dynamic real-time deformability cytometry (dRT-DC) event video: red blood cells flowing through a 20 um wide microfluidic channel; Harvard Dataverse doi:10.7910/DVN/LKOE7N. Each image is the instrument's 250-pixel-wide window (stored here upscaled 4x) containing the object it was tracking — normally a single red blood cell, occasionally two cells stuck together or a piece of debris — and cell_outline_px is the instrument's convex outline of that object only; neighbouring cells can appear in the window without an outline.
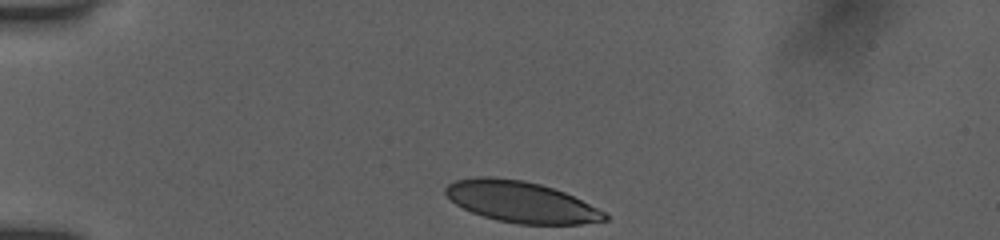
{"species": "human", "species_latin": "Homo sapiens", "temperature_condition": "room temperature", "stored_images_in_passage": 34, "camera_frame_rate_fps": 3000, "um_per_image_px": 0.085, "donor": {"sex": "female"}, "frame": {"image": 1, "passage_image": 1, "time_ms": 0.0, "image_size_px": [1000, 240], "cell_outline_px": [[608, 220], [580, 224], [516, 224], [496, 220], [472, 212], [456, 204], [444, 192], [444, 188], [448, 184], [456, 180], [476, 176], [492, 176], [524, 180], [540, 184], [564, 192], [604, 212], [608, 216]], "centroid_in_image_um": [44.25, 17.15], "position_along_channel_um": 40.7, "area_um2": 37.92}}
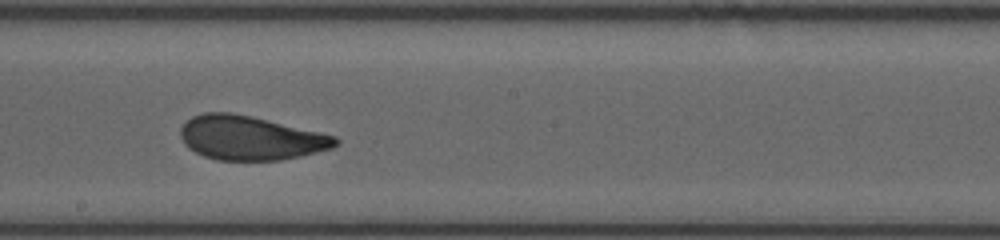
{"frame": {"image": 2, "passage_image": 19, "time_ms": 6.0, "image_size_px": [1000, 240], "cell_outline_px": [[340, 140], [332, 148], [280, 160], [216, 160], [204, 156], [188, 148], [184, 144], [180, 136], [180, 128], [192, 116], [204, 112], [232, 112], [252, 116], [320, 132], [336, 136]], "centroid_in_image_um": [21.25, 11.71], "position_along_channel_um": 227.0, "area_um2": 39.71}}
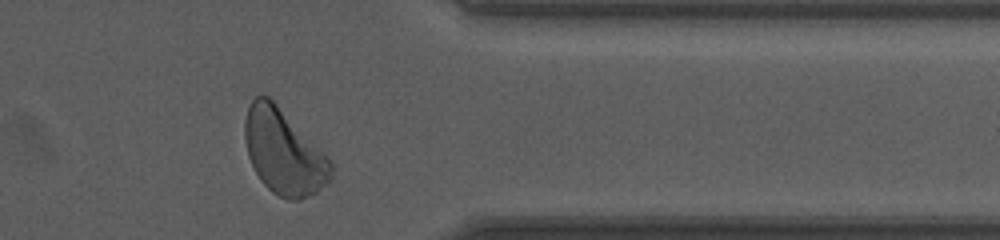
{"frame": {"image": 3, "passage_image": 32, "time_ms": 10.333, "image_size_px": [1000, 240], "cell_outline_px": [[332, 180], [316, 192], [300, 200], [292, 200], [280, 196], [272, 192], [260, 180], [248, 156], [244, 136], [244, 120], [248, 108], [252, 100], [256, 96], [268, 96], [332, 160]], "centroid_in_image_um": [24.12, 12.94], "position_along_channel_um": 387.3, "area_um2": 42.37}, "authors_computed_cell_mechanics": {"area_um2": 40.1421, "velocity_mm_per_s": 3.896, "shape_relaxation_time_tau1_ms": 3.2307, "shape_relaxation_time_tau2_ms": 0.9895, "deformation_change_tau1": 0.1517, "deformation_change_tau2": 0.058}}